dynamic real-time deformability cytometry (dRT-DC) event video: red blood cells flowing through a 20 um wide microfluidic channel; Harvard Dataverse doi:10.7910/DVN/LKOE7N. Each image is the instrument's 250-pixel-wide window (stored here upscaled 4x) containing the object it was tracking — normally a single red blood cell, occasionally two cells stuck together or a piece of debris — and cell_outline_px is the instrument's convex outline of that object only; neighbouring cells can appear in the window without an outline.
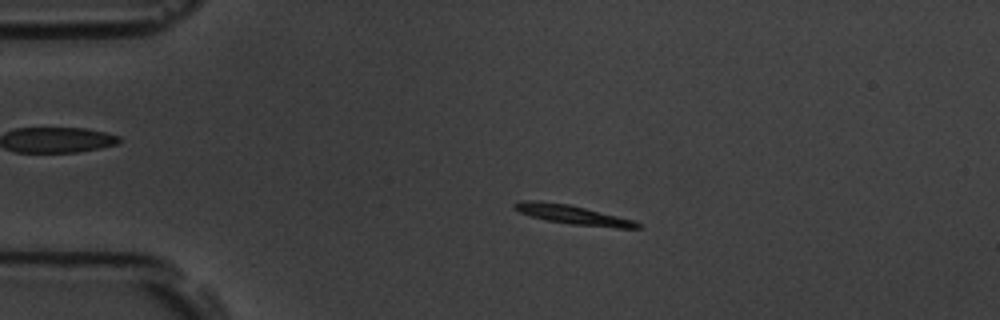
{"species": "common noctule bat (a hibernating species)", "species_latin": "Nyctalus noctula", "temperature_condition": "room temperature", "stored_images_in_passage": 56, "camera_frame_rate_fps": 3000, "um_per_image_px": 0.085, "animal": {"sex": "male", "body_mass_g": 19.5, "forearm_length_mm": 54.6}, "frame": {"image": 1, "passage_image": 12, "time_ms": 3.667, "image_size_px": [1000, 320], "cell_outline_px": [[640, 228], [616, 228], [572, 224], [548, 220], [532, 216], [520, 212], [512, 208], [512, 204], [520, 200], [540, 200], [568, 204], [632, 220], [640, 224]], "centroid_in_image_um": [48.59, 18.23], "position_along_channel_um": 36.4, "area_um2": 13.47}}
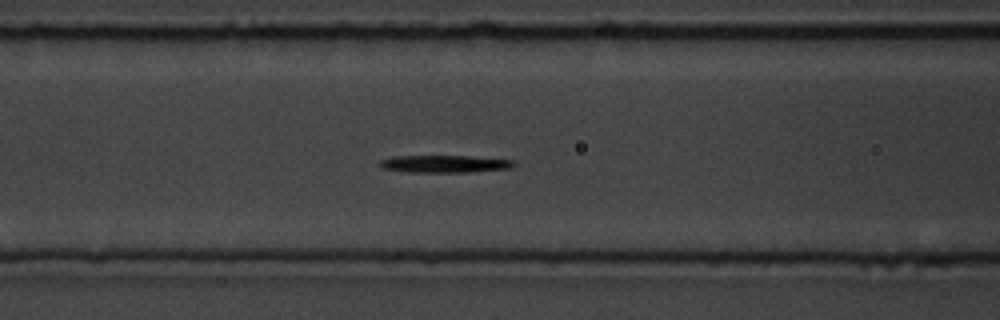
{"frame": {"image": 2, "passage_image": 23, "time_ms": 7.333, "image_size_px": [1000, 320], "cell_outline_px": [[516, 164], [508, 168], [468, 172], [408, 172], [380, 168], [380, 160], [396, 156], [468, 156], [512, 160]], "centroid_in_image_um": [37.74, 13.93], "position_along_channel_um": 128.9, "area_um2": 13.35}}
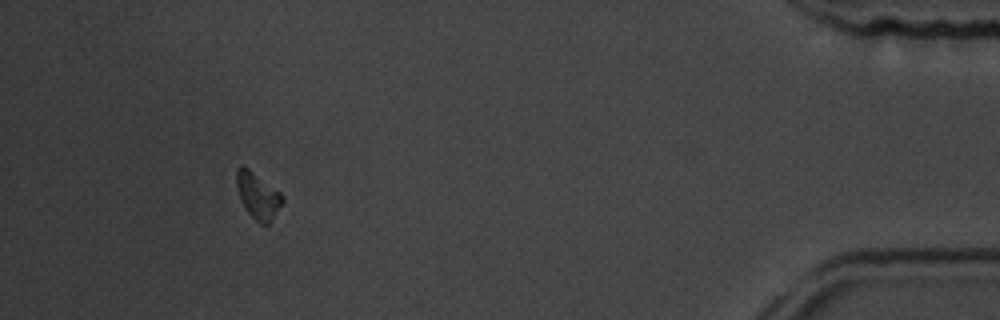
{"frame": {"image": 3, "passage_image": 52, "time_ms": 17.0, "image_size_px": [1000, 320], "cell_outline_px": [[284, 200], [268, 224], [260, 224], [248, 212], [240, 200], [236, 188], [236, 168], [240, 164], [244, 164], [280, 192], [284, 196]], "centroid_in_image_um": [21.88, 16.57], "position_along_channel_um": 413.3, "area_um2": 12.43}, "authors_computed_cell_mechanics": {"area_um2": 13.0917, "velocity_mm_per_s": 3.6077, "shape_relaxation_time_tau1_ms": 7.3129, "shape_relaxation_time_tau2_ms": 9.0541, "deformation_change_tau1": 0.1911, "deformation_change_tau2": 0.1932}}